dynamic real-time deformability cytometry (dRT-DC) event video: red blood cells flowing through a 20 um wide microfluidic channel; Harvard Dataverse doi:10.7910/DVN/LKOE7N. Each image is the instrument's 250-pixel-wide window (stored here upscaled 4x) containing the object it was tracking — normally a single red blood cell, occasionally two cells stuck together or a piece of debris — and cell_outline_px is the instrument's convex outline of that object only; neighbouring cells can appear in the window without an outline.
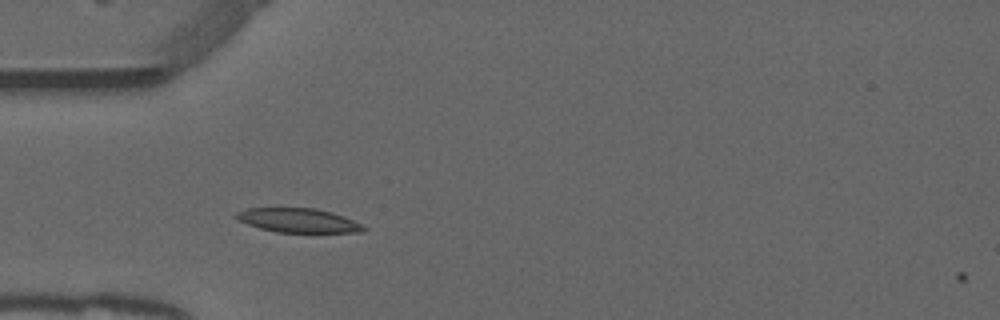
{"species": "common noctule bat (a hibernating species)", "species_latin": "Nyctalus noctula", "temperature_condition": "warm", "stored_images_in_passage": 34, "camera_frame_rate_fps": 3000, "um_per_image_px": 0.085, "animal": {"sex": "male", "forearm_length_mm": 52.5}, "frame": {"image": 1, "passage_image": 1, "time_ms": 0.0, "image_size_px": [1000, 320], "cell_outline_px": [[368, 228], [360, 232], [276, 232], [260, 228], [248, 224], [240, 220], [236, 216], [236, 212], [248, 208], [316, 208], [332, 212], [344, 216]], "centroid_in_image_um": [25.37, 18.73], "position_along_channel_um": 59.6, "area_um2": 17.69}}
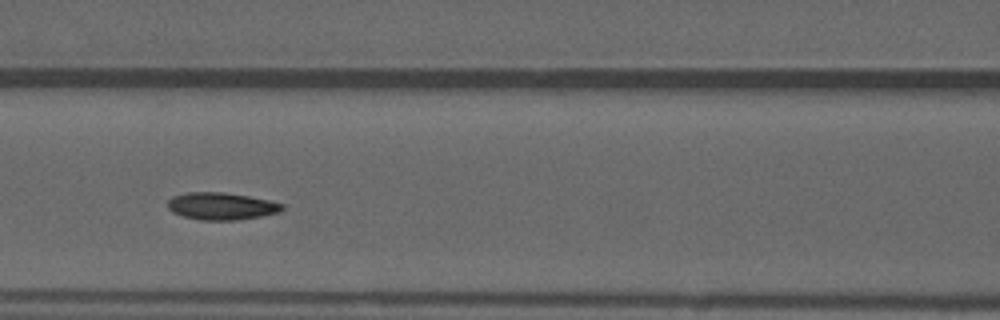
{"frame": {"image": 2, "passage_image": 8, "time_ms": 2.333, "image_size_px": [1000, 320], "cell_outline_px": [[284, 208], [280, 212], [260, 216], [236, 220], [200, 220], [184, 216], [172, 212], [168, 208], [168, 200], [172, 196], [184, 192], [224, 192], [248, 196], [268, 200], [284, 204]], "centroid_in_image_um": [18.8, 17.51], "position_along_channel_um": 147.8, "area_um2": 18.21}}
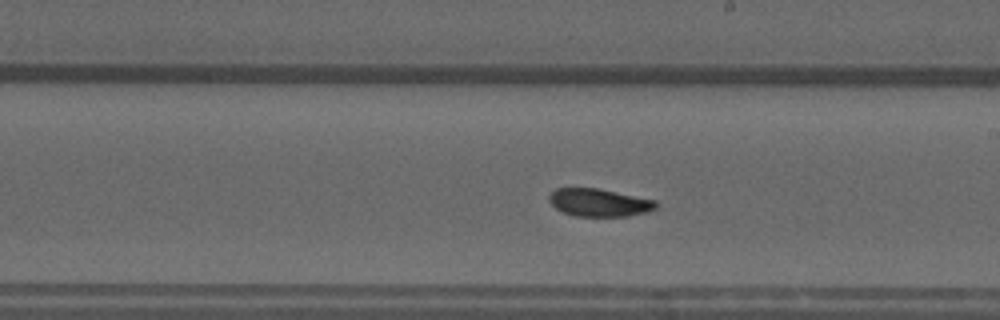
{"frame": {"image": 3, "passage_image": 15, "time_ms": 4.667, "image_size_px": [1000, 320], "cell_outline_px": [[660, 204], [656, 208], [648, 212], [628, 216], [572, 216], [556, 208], [548, 200], [548, 196], [556, 188], [600, 188], [656, 200]], "centroid_in_image_um": [50.96, 17.21], "position_along_channel_um": 238.0, "area_um2": 17.51}, "authors_computed_cell_mechanics": {"area_um2": 17.6001, "velocity_mm_per_s": 3.8891, "shape_relaxation_time_tau1_ms": 5.375, "shape_relaxation_time_tau2_ms": 2.3338, "deformation_change_tau1": 0.1373, "deformation_change_tau2": 0.0739}}